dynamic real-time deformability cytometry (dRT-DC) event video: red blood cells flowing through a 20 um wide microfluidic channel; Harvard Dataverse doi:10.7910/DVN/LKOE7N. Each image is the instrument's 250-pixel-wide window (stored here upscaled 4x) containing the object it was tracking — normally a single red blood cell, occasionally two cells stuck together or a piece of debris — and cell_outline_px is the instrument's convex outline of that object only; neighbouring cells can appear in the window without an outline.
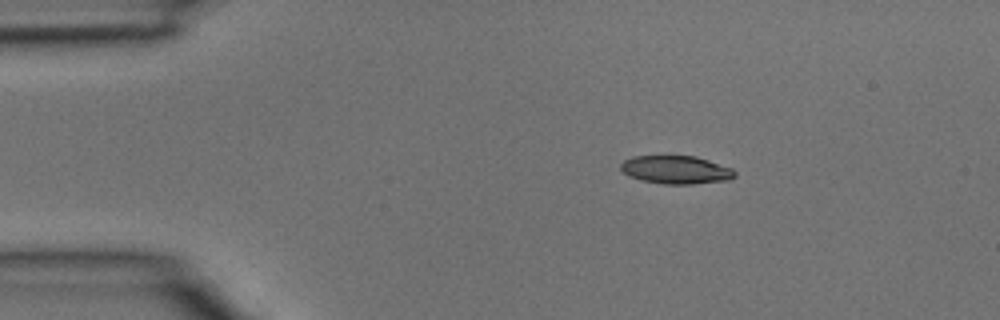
{"species": "common noctule bat (a hibernating species)", "species_latin": "Nyctalus noctula", "temperature_condition": "room temperature", "stored_images_in_passage": 2, "camera_frame_rate_fps": 3000, "um_per_image_px": 0.085, "animal": {"sex": "male", "body_mass_g": 15.6}, "frame": {"image": 1, "passage_image": 1, "time_ms": 0.0, "image_size_px": [1000, 320], "cell_outline_px": [[736, 176], [732, 180], [692, 184], [664, 184], [640, 180], [628, 176], [620, 168], [620, 164], [624, 160], [632, 156], [696, 156], [732, 168], [736, 172]], "centroid_in_image_um": [57.48, 14.44], "position_along_channel_um": 27.5, "area_um2": 18.9}}